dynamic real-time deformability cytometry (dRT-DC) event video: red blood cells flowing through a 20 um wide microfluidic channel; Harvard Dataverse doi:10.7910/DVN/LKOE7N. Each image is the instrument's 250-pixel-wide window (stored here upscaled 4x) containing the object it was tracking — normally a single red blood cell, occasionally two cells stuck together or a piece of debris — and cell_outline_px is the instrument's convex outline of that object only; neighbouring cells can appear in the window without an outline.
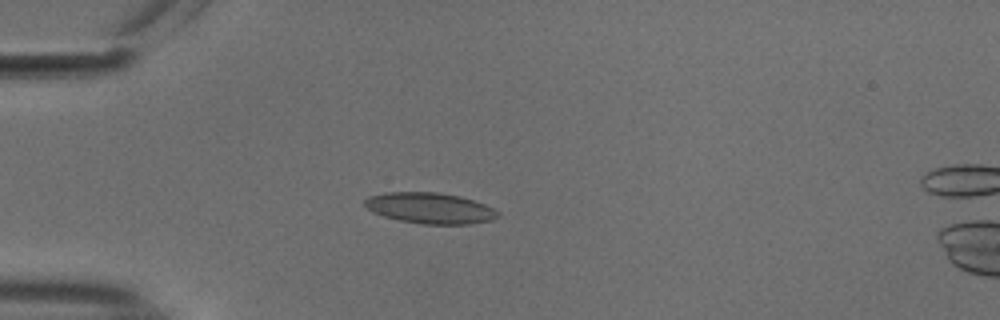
{"species": "common noctule bat (a hibernating species)", "species_latin": "Nyctalus noctula", "temperature_condition": "cold", "stored_images_in_passage": 41, "camera_frame_rate_fps": 3000, "um_per_image_px": 0.085, "animal": {"sex": "male", "body_mass_g": 18.8}, "frame": {"image": 1, "passage_image": 14, "time_ms": 4.333, "image_size_px": [1000, 320], "cell_outline_px": [[500, 216], [492, 220], [468, 224], [424, 224], [400, 220], [384, 216], [372, 212], [364, 204], [364, 200], [368, 196], [388, 192], [436, 192], [460, 196], [484, 204], [500, 212]], "centroid_in_image_um": [36.55, 17.69], "position_along_channel_um": 48.4, "area_um2": 23.87}}
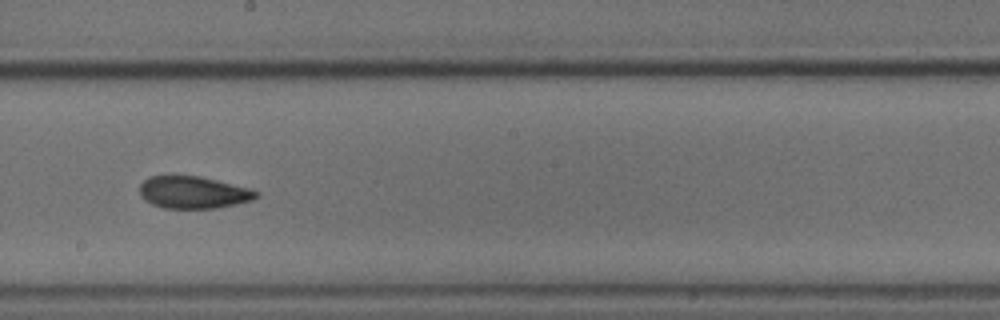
{"frame": {"image": 2, "passage_image": 30, "time_ms": 9.667, "image_size_px": [1000, 320], "cell_outline_px": [[260, 196], [252, 200], [236, 204], [216, 208], [164, 208], [152, 204], [144, 200], [140, 196], [140, 184], [148, 176], [200, 176], [248, 188], [260, 192]], "centroid_in_image_um": [16.42, 16.36], "position_along_channel_um": 231.8, "area_um2": 21.85}}
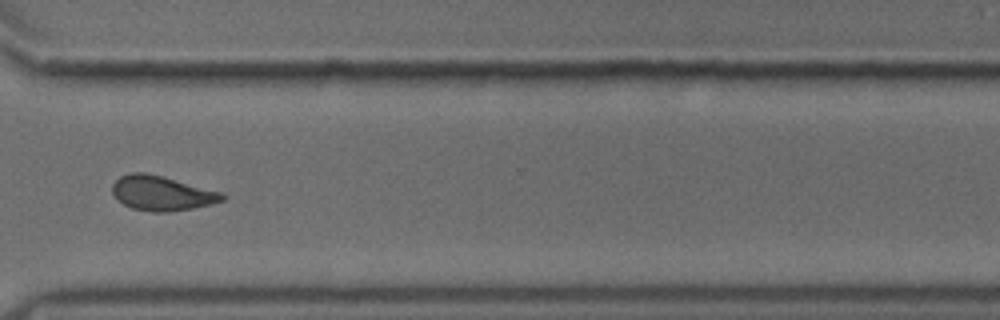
{"frame": {"image": 3, "passage_image": 40, "time_ms": 13.0, "image_size_px": [1000, 320], "cell_outline_px": [[228, 196], [224, 200], [192, 208], [168, 212], [152, 212], [132, 208], [116, 200], [112, 192], [112, 184], [120, 176], [132, 172], [144, 172], [160, 176], [220, 192]], "centroid_in_image_um": [13.69, 16.43], "position_along_channel_um": 356.9, "area_um2": 21.91}, "authors_computed_cell_mechanics": {"area_um2": 22.253, "velocity_mm_per_s": 3.7508, "shape_relaxation_time_tau1_ms": 8.6265, "shape_relaxation_time_tau2_ms": 2.509, "deformation_change_tau1": 0.1699, "deformation_change_tau2": 0.0859}}